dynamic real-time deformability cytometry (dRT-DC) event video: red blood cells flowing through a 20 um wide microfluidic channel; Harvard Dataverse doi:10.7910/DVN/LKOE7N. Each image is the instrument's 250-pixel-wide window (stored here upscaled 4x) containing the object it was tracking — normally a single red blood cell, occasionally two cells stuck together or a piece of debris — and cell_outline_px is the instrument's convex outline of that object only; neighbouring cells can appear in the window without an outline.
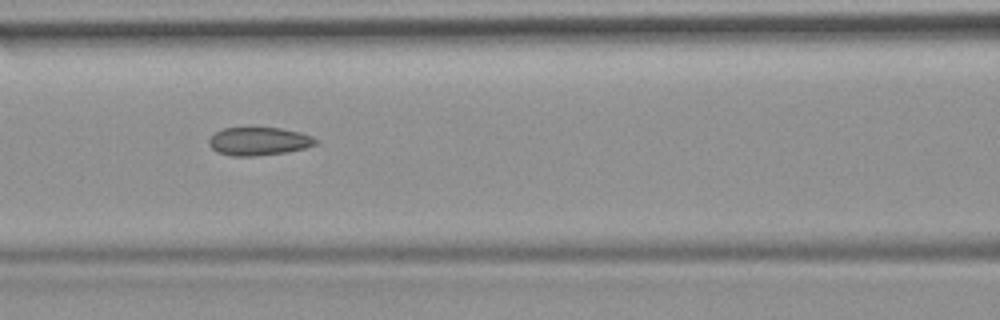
{"species": "common noctule bat (a hibernating species)", "species_latin": "Nyctalus noctula", "temperature_condition": "room temperature", "stored_images_in_passage": 53, "camera_frame_rate_fps": 3000, "um_per_image_px": 0.085, "animal": {"sex": "female", "body_mass_g": 19.9}, "frame": {"image": 1, "passage_image": 23, "time_ms": 7.333, "image_size_px": [1000, 320], "cell_outline_px": [[320, 140], [316, 144], [304, 148], [288, 152], [256, 156], [232, 156], [216, 152], [208, 144], [208, 140], [216, 132], [224, 128], [280, 128], [300, 132], [312, 136]], "centroid_in_image_um": [22.01, 12.02], "position_along_channel_um": 144.6, "area_um2": 17.57}, "authors_computed_cell_mechanics": {"area_um2": 18.3804, "velocity_mm_per_s": 3.8292, "shape_relaxation_time_tau1_ms": null, "shape_relaxation_time_tau2_ms": 2.8434, "deformation_change_tau1": null, "deformation_change_tau2": 0.0976}}